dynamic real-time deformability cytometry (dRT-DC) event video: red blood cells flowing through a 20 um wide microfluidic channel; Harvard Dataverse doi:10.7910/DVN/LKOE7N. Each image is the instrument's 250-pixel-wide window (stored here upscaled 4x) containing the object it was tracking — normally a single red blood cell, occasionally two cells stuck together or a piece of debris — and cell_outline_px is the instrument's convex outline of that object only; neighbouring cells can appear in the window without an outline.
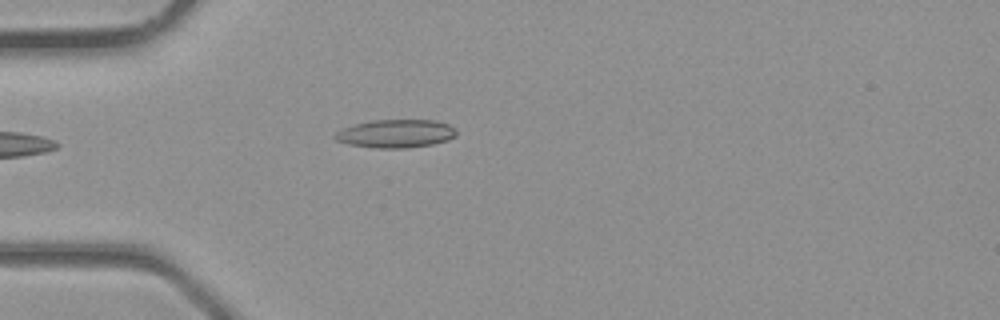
{"species": "common noctule bat (a hibernating species)", "species_latin": "Nyctalus noctula", "temperature_condition": "room temperature", "stored_images_in_passage": 4, "camera_frame_rate_fps": 3000, "um_per_image_px": 0.085, "animal": {"sex": "male", "body_mass_g": 23.1, "forearm_length_mm": 52.7}, "frame": {"image": 1, "passage_image": 4, "time_ms": 1.0, "image_size_px": [1000, 320], "cell_outline_px": [[456, 136], [448, 140], [432, 144], [404, 148], [376, 148], [348, 144], [336, 140], [332, 136], [336, 132], [344, 128], [356, 124], [372, 120], [432, 120], [448, 124], [456, 128]], "centroid_in_image_um": [33.65, 11.36], "position_along_channel_um": 51.4, "area_um2": 19.88}}